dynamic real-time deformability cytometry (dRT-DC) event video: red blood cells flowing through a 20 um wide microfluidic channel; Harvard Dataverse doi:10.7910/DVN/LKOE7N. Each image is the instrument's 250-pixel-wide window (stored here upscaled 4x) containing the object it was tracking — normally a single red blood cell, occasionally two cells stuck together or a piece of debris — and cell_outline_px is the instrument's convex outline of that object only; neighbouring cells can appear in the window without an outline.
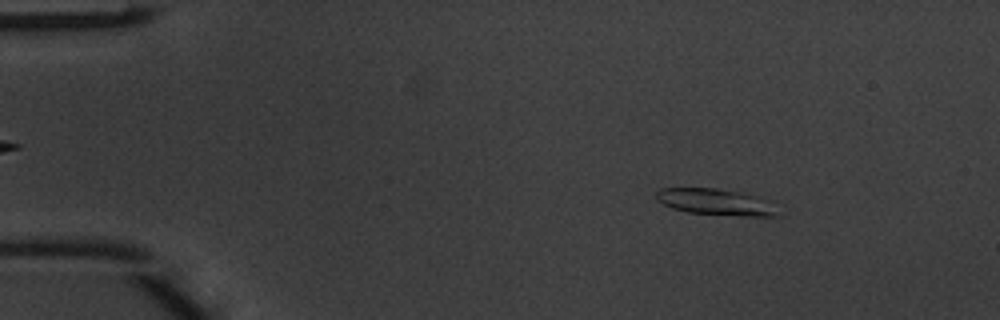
{"species": "common noctule bat (a hibernating species)", "species_latin": "Nyctalus noctula", "temperature_condition": "warm", "stored_images_in_passage": 48, "camera_frame_rate_fps": 3000, "um_per_image_px": 0.085, "animal": {"sex": "male", "body_mass_g": 20.1, "forearm_length_mm": 53.5}, "frame": {"image": 1, "passage_image": 6, "time_ms": 1.667, "image_size_px": [1000, 320], "cell_outline_px": [[780, 216], [744, 216], [688, 212], [672, 208], [656, 200], [656, 192], [660, 188], [716, 188], [764, 196], [772, 200]], "centroid_in_image_um": [60.93, 17.16], "position_along_channel_um": 24.1, "area_um2": 19.02}}
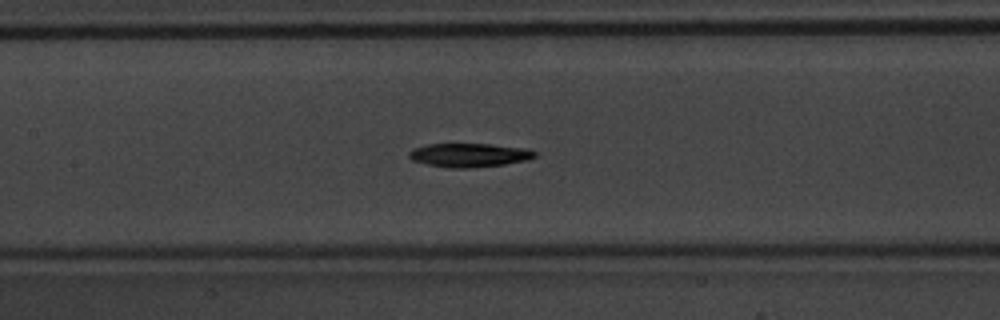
{"frame": {"image": 2, "passage_image": 22, "time_ms": 7.0, "image_size_px": [1000, 320], "cell_outline_px": [[536, 156], [528, 160], [504, 164], [468, 168], [452, 168], [428, 164], [412, 160], [408, 156], [408, 152], [412, 148], [428, 144], [488, 144], [524, 148], [536, 152]], "centroid_in_image_um": [39.86, 13.18], "position_along_channel_um": 167.5, "area_um2": 17.28}}
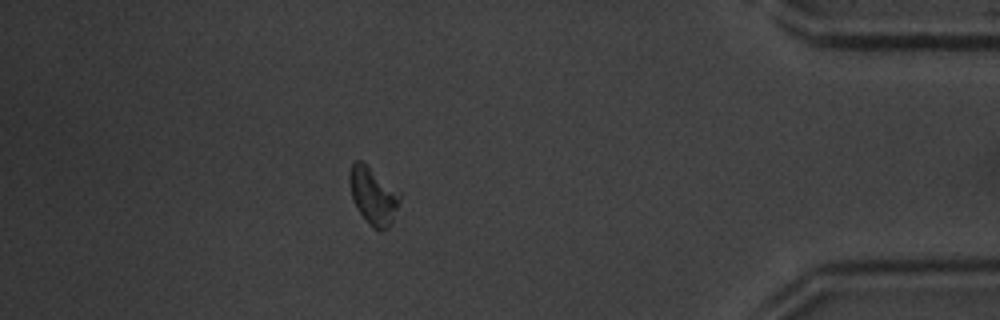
{"frame": {"image": 3, "passage_image": 42, "time_ms": 13.667, "image_size_px": [1000, 320], "cell_outline_px": [[400, 192], [396, 208], [392, 220], [388, 228], [380, 232], [356, 208], [352, 196], [348, 176], [352, 164], [356, 160], [360, 160]], "centroid_in_image_um": [31.69, 16.61], "position_along_channel_um": 403.5, "area_um2": 16.01}, "authors_computed_cell_mechanics": {"area_um2": 17.1955, "velocity_mm_per_s": 4.1409, "shape_relaxation_time_tau1_ms": 1.6733, "shape_relaxation_time_tau2_ms": null, "deformation_change_tau1": 0.0999, "deformation_change_tau2": null}}